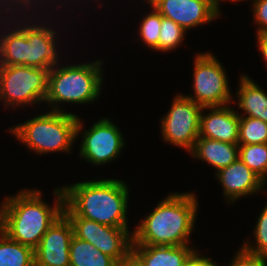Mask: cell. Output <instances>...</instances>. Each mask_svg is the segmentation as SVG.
Segmentation results:
<instances>
[{
	"instance_id": "cell-1",
	"label": "cell",
	"mask_w": 267,
	"mask_h": 266,
	"mask_svg": "<svg viewBox=\"0 0 267 266\" xmlns=\"http://www.w3.org/2000/svg\"><path fill=\"white\" fill-rule=\"evenodd\" d=\"M67 217H83L100 224L128 227L129 189L120 179H99L63 186Z\"/></svg>"
},
{
	"instance_id": "cell-2",
	"label": "cell",
	"mask_w": 267,
	"mask_h": 266,
	"mask_svg": "<svg viewBox=\"0 0 267 266\" xmlns=\"http://www.w3.org/2000/svg\"><path fill=\"white\" fill-rule=\"evenodd\" d=\"M195 193L174 192L137 224L132 245L180 246L189 244L199 203Z\"/></svg>"
},
{
	"instance_id": "cell-3",
	"label": "cell",
	"mask_w": 267,
	"mask_h": 266,
	"mask_svg": "<svg viewBox=\"0 0 267 266\" xmlns=\"http://www.w3.org/2000/svg\"><path fill=\"white\" fill-rule=\"evenodd\" d=\"M40 189H23L4 198V233L11 239L35 249L49 227L63 214L64 193L54 189L55 203L42 199Z\"/></svg>"
},
{
	"instance_id": "cell-4",
	"label": "cell",
	"mask_w": 267,
	"mask_h": 266,
	"mask_svg": "<svg viewBox=\"0 0 267 266\" xmlns=\"http://www.w3.org/2000/svg\"><path fill=\"white\" fill-rule=\"evenodd\" d=\"M102 63L99 59L62 67L56 64L49 70L48 92L44 103H48L51 111L58 112H65L63 108L60 109L62 103H93L101 95L104 80Z\"/></svg>"
},
{
	"instance_id": "cell-5",
	"label": "cell",
	"mask_w": 267,
	"mask_h": 266,
	"mask_svg": "<svg viewBox=\"0 0 267 266\" xmlns=\"http://www.w3.org/2000/svg\"><path fill=\"white\" fill-rule=\"evenodd\" d=\"M78 115L48 111L9 128L15 139L35 154L69 153L76 140Z\"/></svg>"
},
{
	"instance_id": "cell-6",
	"label": "cell",
	"mask_w": 267,
	"mask_h": 266,
	"mask_svg": "<svg viewBox=\"0 0 267 266\" xmlns=\"http://www.w3.org/2000/svg\"><path fill=\"white\" fill-rule=\"evenodd\" d=\"M48 74L49 69L0 65V100L14 109L43 103L48 92Z\"/></svg>"
},
{
	"instance_id": "cell-7",
	"label": "cell",
	"mask_w": 267,
	"mask_h": 266,
	"mask_svg": "<svg viewBox=\"0 0 267 266\" xmlns=\"http://www.w3.org/2000/svg\"><path fill=\"white\" fill-rule=\"evenodd\" d=\"M193 68L192 99L199 106L221 107L235 103L229 88L227 73L221 62L211 52L197 53ZM233 100V101H232Z\"/></svg>"
},
{
	"instance_id": "cell-8",
	"label": "cell",
	"mask_w": 267,
	"mask_h": 266,
	"mask_svg": "<svg viewBox=\"0 0 267 266\" xmlns=\"http://www.w3.org/2000/svg\"><path fill=\"white\" fill-rule=\"evenodd\" d=\"M78 118L76 126V138L82 133L79 156L92 165H104L119 157L125 147L121 130L109 118H100L96 123L84 130V123ZM84 130V131H82ZM125 141V142H124Z\"/></svg>"
},
{
	"instance_id": "cell-9",
	"label": "cell",
	"mask_w": 267,
	"mask_h": 266,
	"mask_svg": "<svg viewBox=\"0 0 267 266\" xmlns=\"http://www.w3.org/2000/svg\"><path fill=\"white\" fill-rule=\"evenodd\" d=\"M170 106L167 114L160 120L162 140L190 152L199 138L202 107L183 93L177 94Z\"/></svg>"
},
{
	"instance_id": "cell-10",
	"label": "cell",
	"mask_w": 267,
	"mask_h": 266,
	"mask_svg": "<svg viewBox=\"0 0 267 266\" xmlns=\"http://www.w3.org/2000/svg\"><path fill=\"white\" fill-rule=\"evenodd\" d=\"M75 237L91 243L117 263L132 252L133 235L129 229L97 223L83 217H68Z\"/></svg>"
},
{
	"instance_id": "cell-11",
	"label": "cell",
	"mask_w": 267,
	"mask_h": 266,
	"mask_svg": "<svg viewBox=\"0 0 267 266\" xmlns=\"http://www.w3.org/2000/svg\"><path fill=\"white\" fill-rule=\"evenodd\" d=\"M28 13L30 12H25V17L27 18L26 37L28 39L27 66L50 70L60 62L58 54L60 50L57 48L58 43L56 40L58 39L57 36L59 30L57 31L53 28V25H50V22H46V24L49 23V26L43 23L46 19L44 16H47V14L45 15V13H43V18H40L38 15L35 16L36 14H39L37 12H32V16ZM36 19H42L44 21L42 22V20H39V22L41 21L39 23Z\"/></svg>"
},
{
	"instance_id": "cell-12",
	"label": "cell",
	"mask_w": 267,
	"mask_h": 266,
	"mask_svg": "<svg viewBox=\"0 0 267 266\" xmlns=\"http://www.w3.org/2000/svg\"><path fill=\"white\" fill-rule=\"evenodd\" d=\"M73 227L63 213L49 227L34 249L35 266H70V243Z\"/></svg>"
},
{
	"instance_id": "cell-13",
	"label": "cell",
	"mask_w": 267,
	"mask_h": 266,
	"mask_svg": "<svg viewBox=\"0 0 267 266\" xmlns=\"http://www.w3.org/2000/svg\"><path fill=\"white\" fill-rule=\"evenodd\" d=\"M153 7L186 31L219 18L217 9L206 0H158Z\"/></svg>"
},
{
	"instance_id": "cell-14",
	"label": "cell",
	"mask_w": 267,
	"mask_h": 266,
	"mask_svg": "<svg viewBox=\"0 0 267 266\" xmlns=\"http://www.w3.org/2000/svg\"><path fill=\"white\" fill-rule=\"evenodd\" d=\"M0 15V24L2 23L1 21L4 20L0 25V27L3 26V28H0V31H3V34L0 32V65L27 66L28 39L26 37V18L24 17L25 12H18V14L17 12H8L4 15Z\"/></svg>"
},
{
	"instance_id": "cell-15",
	"label": "cell",
	"mask_w": 267,
	"mask_h": 266,
	"mask_svg": "<svg viewBox=\"0 0 267 266\" xmlns=\"http://www.w3.org/2000/svg\"><path fill=\"white\" fill-rule=\"evenodd\" d=\"M207 114H203L204 110ZM239 112L231 105L221 107H203L200 113L199 137L238 144Z\"/></svg>"
},
{
	"instance_id": "cell-16",
	"label": "cell",
	"mask_w": 267,
	"mask_h": 266,
	"mask_svg": "<svg viewBox=\"0 0 267 266\" xmlns=\"http://www.w3.org/2000/svg\"><path fill=\"white\" fill-rule=\"evenodd\" d=\"M215 177L223 187L227 204L260 192L265 186V182L239 158L216 172Z\"/></svg>"
},
{
	"instance_id": "cell-17",
	"label": "cell",
	"mask_w": 267,
	"mask_h": 266,
	"mask_svg": "<svg viewBox=\"0 0 267 266\" xmlns=\"http://www.w3.org/2000/svg\"><path fill=\"white\" fill-rule=\"evenodd\" d=\"M189 246L132 245V253L144 266H185L196 251Z\"/></svg>"
},
{
	"instance_id": "cell-18",
	"label": "cell",
	"mask_w": 267,
	"mask_h": 266,
	"mask_svg": "<svg viewBox=\"0 0 267 266\" xmlns=\"http://www.w3.org/2000/svg\"><path fill=\"white\" fill-rule=\"evenodd\" d=\"M189 154L217 169L216 173L238 159L239 145L199 137Z\"/></svg>"
},
{
	"instance_id": "cell-19",
	"label": "cell",
	"mask_w": 267,
	"mask_h": 266,
	"mask_svg": "<svg viewBox=\"0 0 267 266\" xmlns=\"http://www.w3.org/2000/svg\"><path fill=\"white\" fill-rule=\"evenodd\" d=\"M239 81L236 105L241 111L243 110V114L245 113L244 115L239 113V116L259 119L267 123V92L246 74L241 75Z\"/></svg>"
},
{
	"instance_id": "cell-20",
	"label": "cell",
	"mask_w": 267,
	"mask_h": 266,
	"mask_svg": "<svg viewBox=\"0 0 267 266\" xmlns=\"http://www.w3.org/2000/svg\"><path fill=\"white\" fill-rule=\"evenodd\" d=\"M70 266H116L117 262L91 243L73 236L70 243Z\"/></svg>"
},
{
	"instance_id": "cell-21",
	"label": "cell",
	"mask_w": 267,
	"mask_h": 266,
	"mask_svg": "<svg viewBox=\"0 0 267 266\" xmlns=\"http://www.w3.org/2000/svg\"><path fill=\"white\" fill-rule=\"evenodd\" d=\"M0 266H35L34 249L0 234Z\"/></svg>"
},
{
	"instance_id": "cell-22",
	"label": "cell",
	"mask_w": 267,
	"mask_h": 266,
	"mask_svg": "<svg viewBox=\"0 0 267 266\" xmlns=\"http://www.w3.org/2000/svg\"><path fill=\"white\" fill-rule=\"evenodd\" d=\"M238 158L264 182L267 181V143L239 145Z\"/></svg>"
},
{
	"instance_id": "cell-23",
	"label": "cell",
	"mask_w": 267,
	"mask_h": 266,
	"mask_svg": "<svg viewBox=\"0 0 267 266\" xmlns=\"http://www.w3.org/2000/svg\"><path fill=\"white\" fill-rule=\"evenodd\" d=\"M258 216L254 230V243L244 242L238 250L250 257L267 259V203Z\"/></svg>"
},
{
	"instance_id": "cell-24",
	"label": "cell",
	"mask_w": 267,
	"mask_h": 266,
	"mask_svg": "<svg viewBox=\"0 0 267 266\" xmlns=\"http://www.w3.org/2000/svg\"><path fill=\"white\" fill-rule=\"evenodd\" d=\"M267 143V123L240 116L238 145Z\"/></svg>"
},
{
	"instance_id": "cell-25",
	"label": "cell",
	"mask_w": 267,
	"mask_h": 266,
	"mask_svg": "<svg viewBox=\"0 0 267 266\" xmlns=\"http://www.w3.org/2000/svg\"><path fill=\"white\" fill-rule=\"evenodd\" d=\"M150 8L152 10L143 17L138 33L141 37L140 39L148 48L158 51V42L163 16L153 7V5Z\"/></svg>"
},
{
	"instance_id": "cell-26",
	"label": "cell",
	"mask_w": 267,
	"mask_h": 266,
	"mask_svg": "<svg viewBox=\"0 0 267 266\" xmlns=\"http://www.w3.org/2000/svg\"><path fill=\"white\" fill-rule=\"evenodd\" d=\"M186 33V30L179 24H176L171 19L162 17L158 51L170 52V50L180 47Z\"/></svg>"
},
{
	"instance_id": "cell-27",
	"label": "cell",
	"mask_w": 267,
	"mask_h": 266,
	"mask_svg": "<svg viewBox=\"0 0 267 266\" xmlns=\"http://www.w3.org/2000/svg\"><path fill=\"white\" fill-rule=\"evenodd\" d=\"M34 6L36 7L34 8ZM31 8L33 11H31ZM36 9H38V0H0V14H5L8 12H28V10H30L29 14L34 11L42 14L40 8L38 9L39 11Z\"/></svg>"
},
{
	"instance_id": "cell-28",
	"label": "cell",
	"mask_w": 267,
	"mask_h": 266,
	"mask_svg": "<svg viewBox=\"0 0 267 266\" xmlns=\"http://www.w3.org/2000/svg\"><path fill=\"white\" fill-rule=\"evenodd\" d=\"M252 6L253 21L258 27L256 34H267V0H256Z\"/></svg>"
},
{
	"instance_id": "cell-29",
	"label": "cell",
	"mask_w": 267,
	"mask_h": 266,
	"mask_svg": "<svg viewBox=\"0 0 267 266\" xmlns=\"http://www.w3.org/2000/svg\"><path fill=\"white\" fill-rule=\"evenodd\" d=\"M228 266H267V259L253 258L238 250Z\"/></svg>"
},
{
	"instance_id": "cell-30",
	"label": "cell",
	"mask_w": 267,
	"mask_h": 266,
	"mask_svg": "<svg viewBox=\"0 0 267 266\" xmlns=\"http://www.w3.org/2000/svg\"><path fill=\"white\" fill-rule=\"evenodd\" d=\"M185 266H218L212 258L204 257L196 250L188 259Z\"/></svg>"
},
{
	"instance_id": "cell-31",
	"label": "cell",
	"mask_w": 267,
	"mask_h": 266,
	"mask_svg": "<svg viewBox=\"0 0 267 266\" xmlns=\"http://www.w3.org/2000/svg\"><path fill=\"white\" fill-rule=\"evenodd\" d=\"M257 45L267 65V34H256Z\"/></svg>"
},
{
	"instance_id": "cell-32",
	"label": "cell",
	"mask_w": 267,
	"mask_h": 266,
	"mask_svg": "<svg viewBox=\"0 0 267 266\" xmlns=\"http://www.w3.org/2000/svg\"><path fill=\"white\" fill-rule=\"evenodd\" d=\"M116 266H144L141 261L131 252L127 257L122 259Z\"/></svg>"
},
{
	"instance_id": "cell-33",
	"label": "cell",
	"mask_w": 267,
	"mask_h": 266,
	"mask_svg": "<svg viewBox=\"0 0 267 266\" xmlns=\"http://www.w3.org/2000/svg\"><path fill=\"white\" fill-rule=\"evenodd\" d=\"M4 208L5 201H3L0 205V234L4 232Z\"/></svg>"
},
{
	"instance_id": "cell-34",
	"label": "cell",
	"mask_w": 267,
	"mask_h": 266,
	"mask_svg": "<svg viewBox=\"0 0 267 266\" xmlns=\"http://www.w3.org/2000/svg\"><path fill=\"white\" fill-rule=\"evenodd\" d=\"M217 1V11H218V14L220 15L221 11H220V2H222L223 0H216ZM225 1V0H224ZM226 1H229V2H237V1H245V0H226ZM256 0H253L252 4L255 2Z\"/></svg>"
},
{
	"instance_id": "cell-35",
	"label": "cell",
	"mask_w": 267,
	"mask_h": 266,
	"mask_svg": "<svg viewBox=\"0 0 267 266\" xmlns=\"http://www.w3.org/2000/svg\"><path fill=\"white\" fill-rule=\"evenodd\" d=\"M40 1H41L42 4L40 3ZM43 1H46V0H38V7L41 8V7H43L44 5L47 6L48 2H50L51 0H47L48 2H47V1H46V2H43ZM52 1H53L54 3H55V2L58 3V4L56 5V6L58 7V5H59V1H60V0H57L58 2H57V1H54V0H52ZM64 1H65V0H64ZM96 1H97V0H96ZM46 3H47V4H46ZM42 5H43V6H42Z\"/></svg>"
},
{
	"instance_id": "cell-36",
	"label": "cell",
	"mask_w": 267,
	"mask_h": 266,
	"mask_svg": "<svg viewBox=\"0 0 267 266\" xmlns=\"http://www.w3.org/2000/svg\"><path fill=\"white\" fill-rule=\"evenodd\" d=\"M146 1L147 3H149V6H152L154 3H156L158 0H143Z\"/></svg>"
},
{
	"instance_id": "cell-37",
	"label": "cell",
	"mask_w": 267,
	"mask_h": 266,
	"mask_svg": "<svg viewBox=\"0 0 267 266\" xmlns=\"http://www.w3.org/2000/svg\"><path fill=\"white\" fill-rule=\"evenodd\" d=\"M210 2L217 9V1L216 0H206Z\"/></svg>"
}]
</instances>
